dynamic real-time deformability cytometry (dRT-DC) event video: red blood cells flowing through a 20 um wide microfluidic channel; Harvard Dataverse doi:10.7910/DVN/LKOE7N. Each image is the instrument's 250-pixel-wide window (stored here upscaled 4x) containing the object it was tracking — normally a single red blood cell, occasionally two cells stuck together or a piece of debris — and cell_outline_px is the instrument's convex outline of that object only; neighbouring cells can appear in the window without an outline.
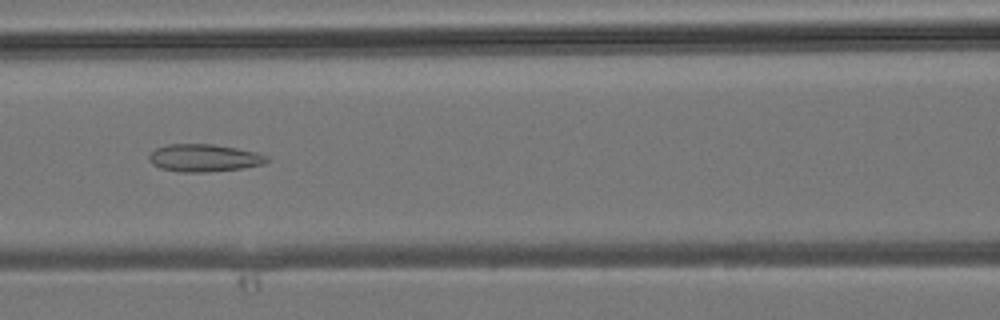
{"species": "common noctule bat (a hibernating species)", "species_latin": "Nyctalus noctula", "temperature_condition": "room temperature", "stored_images_in_passage": 42, "camera_frame_rate_fps": 3000, "um_per_image_px": 0.085, "animal": {"sex": "male", "body_mass_g": 19.2, "forearm_length_mm": 51.8}, "frame": {"image": 1, "passage_image": 18, "time_ms": 5.667, "image_size_px": [1000, 320], "cell_outline_px": [[272, 160], [264, 164], [244, 168], [204, 172], [180, 172], [160, 168], [152, 164], [148, 160], [148, 156], [156, 148], [168, 144], [212, 144], [236, 148], [256, 152], [268, 156]], "centroid_in_image_um": [17.37, 13.43], "position_along_channel_um": 149.2, "area_um2": 19.02}}
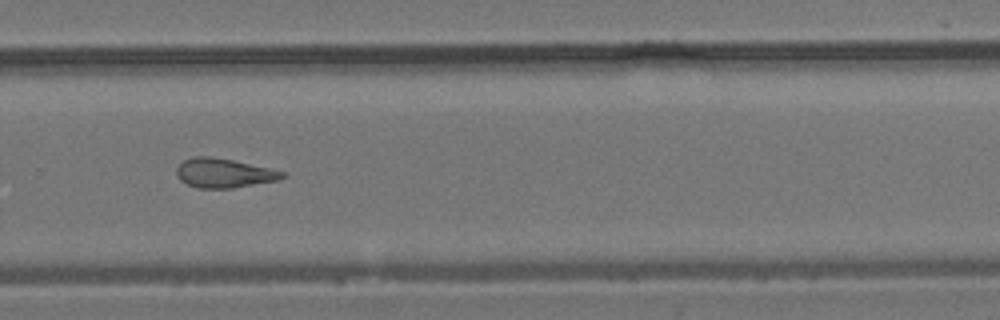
{"frame": {"image": 2, "passage_image": 28, "time_ms": 9.0, "image_size_px": [1000, 320], "cell_outline_px": [[288, 176], [280, 180], [232, 188], [196, 188], [180, 180], [176, 172], [176, 168], [184, 160], [192, 156], [212, 156], [232, 160], [288, 172]], "centroid_in_image_um": [19.07, 14.71], "position_along_channel_um": 310.7, "area_um2": 18.21}}
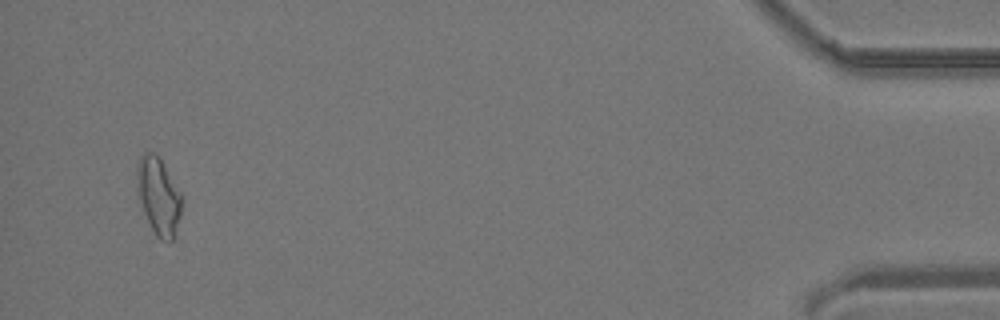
{"frame": {"image": 3, "passage_image": 40, "time_ms": 13.0, "image_size_px": [1000, 320], "cell_outline_px": [[180, 216], [172, 240], [160, 240], [156, 236], [144, 212], [140, 200], [136, 176], [136, 168], [140, 156], [144, 152], [156, 152], [180, 192]], "centroid_in_image_um": [13.45, 16.62], "position_along_channel_um": 421.8, "area_um2": 19.54}}